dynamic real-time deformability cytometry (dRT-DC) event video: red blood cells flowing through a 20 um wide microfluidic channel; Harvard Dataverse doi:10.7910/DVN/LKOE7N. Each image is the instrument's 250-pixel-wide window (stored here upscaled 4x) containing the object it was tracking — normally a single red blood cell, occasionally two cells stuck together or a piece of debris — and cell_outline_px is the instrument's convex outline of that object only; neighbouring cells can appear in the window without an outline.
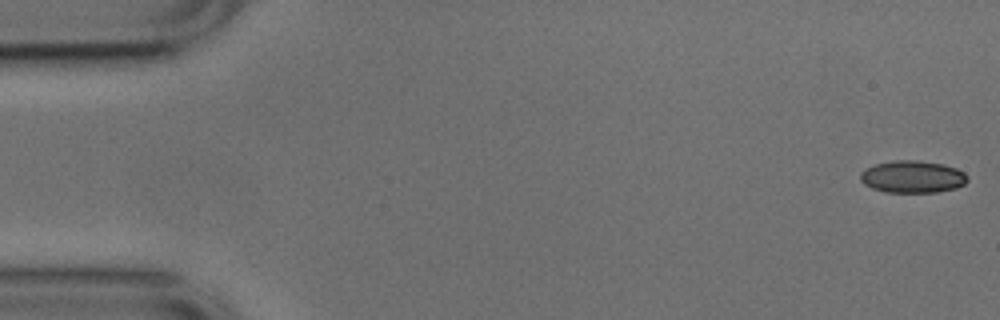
{"species": "common noctule bat (a hibernating species)", "species_latin": "Nyctalus noctula", "temperature_condition": "cold", "stored_images_in_passage": 52, "camera_frame_rate_fps": 3000, "um_per_image_px": 0.085, "animal": {"sex": "male", "body_mass_g": 17.9, "forearm_length_mm": 54.2}, "frame": {"image": 1, "passage_image": 1, "time_ms": 0.0, "image_size_px": [1000, 320], "cell_outline_px": [[968, 180], [964, 184], [956, 188], [936, 192], [884, 192], [872, 188], [864, 184], [860, 180], [860, 172], [864, 168], [876, 164], [896, 160], [920, 160], [944, 164], [956, 168], [964, 172], [968, 176]], "centroid_in_image_um": [77.56, 15.02], "position_along_channel_um": 7.4, "area_um2": 20.29}}
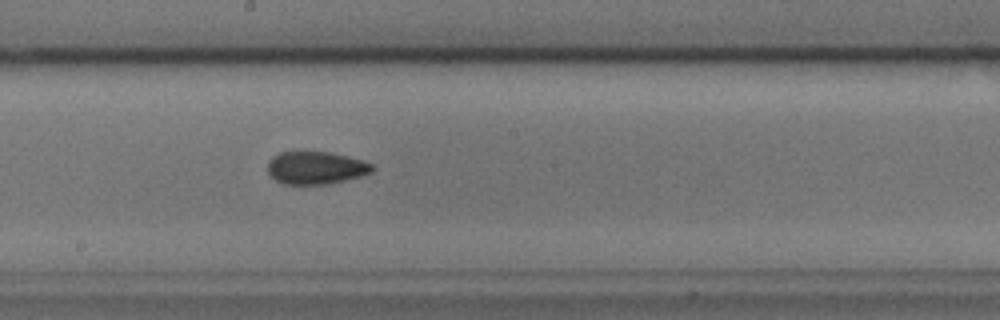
{"frame": {"image": 2, "passage_image": 28, "time_ms": 9.0, "image_size_px": [1000, 320], "cell_outline_px": [[376, 168], [372, 172], [360, 176], [328, 184], [284, 184], [276, 180], [268, 172], [268, 160], [272, 156], [280, 152], [332, 152], [364, 160], [372, 164]], "centroid_in_image_um": [26.87, 14.25], "position_along_channel_um": 221.3, "area_um2": 20.0}}
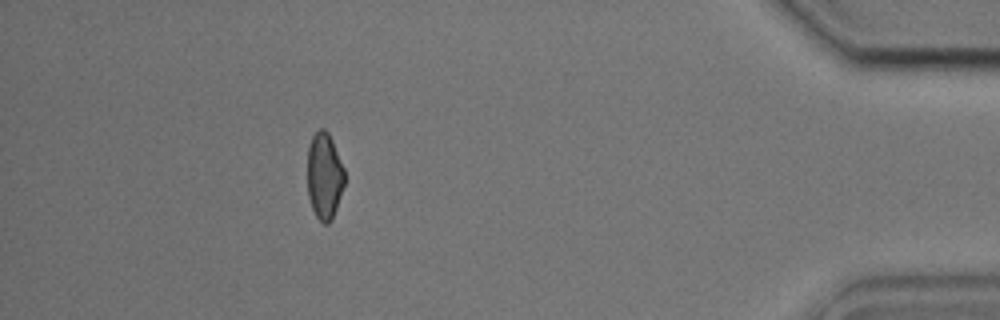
{"frame": {"image": 3, "passage_image": 47, "time_ms": 15.333, "image_size_px": [1000, 320], "cell_outline_px": [[344, 184], [332, 220], [328, 224], [324, 224], [316, 216], [312, 208], [308, 196], [308, 148], [312, 136], [320, 128], [324, 128], [328, 132], [332, 140], [344, 168]], "centroid_in_image_um": [27.57, 14.95], "position_along_channel_um": 407.6, "area_um2": 18.61}, "authors_computed_cell_mechanics": {"area_um2": 19.8832, "velocity_mm_per_s": 3.785, "shape_relaxation_time_tau1_ms": 7.641, "shape_relaxation_time_tau2_ms": 2.1749, "deformation_change_tau1": 0.1432, "deformation_change_tau2": 0.0673}}